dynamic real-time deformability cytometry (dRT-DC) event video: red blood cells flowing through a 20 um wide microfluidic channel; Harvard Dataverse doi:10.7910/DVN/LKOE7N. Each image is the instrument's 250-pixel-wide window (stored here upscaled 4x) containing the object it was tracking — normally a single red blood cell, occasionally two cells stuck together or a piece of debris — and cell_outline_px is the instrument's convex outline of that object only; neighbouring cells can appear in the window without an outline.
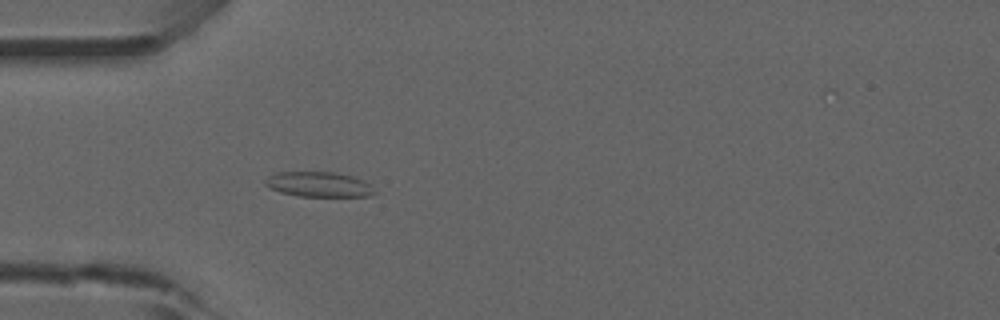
{"species": "common noctule bat (a hibernating species)", "species_latin": "Nyctalus noctula", "temperature_condition": "room temperature", "stored_images_in_passage": 51, "camera_frame_rate_fps": 3000, "um_per_image_px": 0.085, "animal": {"sex": "male", "forearm_length_mm": 52.5}, "frame": {"image": 1, "passage_image": 15, "time_ms": 4.667, "image_size_px": [1000, 320], "cell_outline_px": [[376, 192], [372, 196], [300, 196], [280, 192], [268, 188], [264, 184], [264, 180], [268, 176], [276, 172], [336, 172], [352, 176], [364, 180], [372, 184]], "centroid_in_image_um": [27.11, 15.67], "position_along_channel_um": 57.9, "area_um2": 16.18}}
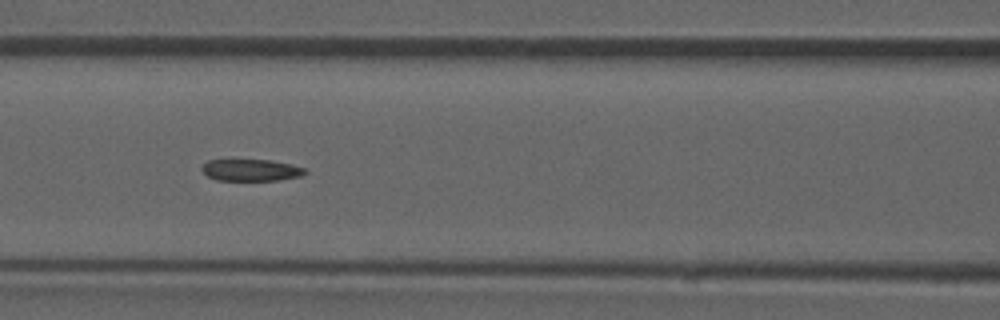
{"frame": {"image": 2, "passage_image": 22, "time_ms": 7.0, "image_size_px": [1000, 320], "cell_outline_px": [[308, 172], [300, 176], [276, 180], [216, 180], [208, 176], [200, 168], [208, 160], [272, 160], [292, 164], [304, 168]], "centroid_in_image_um": [21.34, 14.45], "position_along_channel_um": 145.3, "area_um2": 13.01}, "authors_computed_cell_mechanics": {"area_um2": 14.3922, "velocity_mm_per_s": 3.9141, "shape_relaxation_time_tau1_ms": null, "shape_relaxation_time_tau2_ms": 2.4586, "deformation_change_tau1": null, "deformation_change_tau2": 0.0815}}